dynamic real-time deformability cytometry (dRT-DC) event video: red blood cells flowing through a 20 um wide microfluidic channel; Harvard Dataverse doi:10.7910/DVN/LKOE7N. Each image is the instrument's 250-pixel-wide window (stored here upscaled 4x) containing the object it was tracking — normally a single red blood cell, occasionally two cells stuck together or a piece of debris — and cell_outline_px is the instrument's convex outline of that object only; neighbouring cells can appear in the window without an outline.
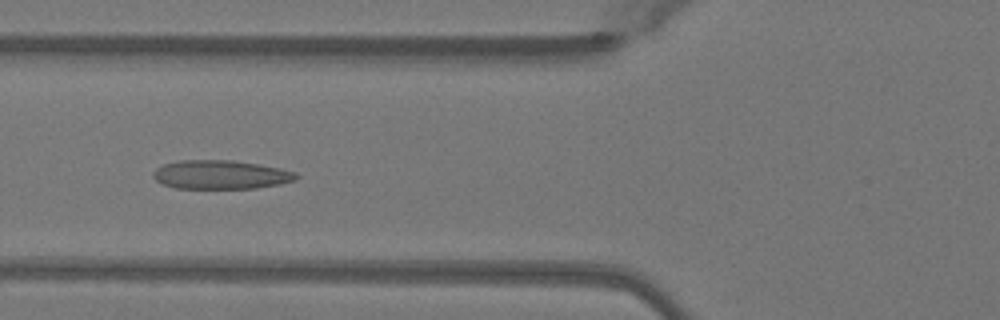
{"species": "Egyptian fruit bat (a non-hibernating species)", "species_latin": "Rousettus aegyptiacus", "temperature_condition": "warm", "stored_images_in_passage": 50, "camera_frame_rate_fps": 3000, "um_per_image_px": 0.085, "animal": {"sex": "female"}, "frame": {"image": 1, "passage_image": 19, "time_ms": 6.0, "image_size_px": [1000, 320], "cell_outline_px": [[300, 176], [296, 180], [280, 184], [256, 188], [176, 188], [164, 184], [156, 180], [152, 176], [152, 172], [156, 168], [164, 164], [180, 160], [232, 160], [260, 164], [280, 168], [296, 172]], "centroid_in_image_um": [18.79, 14.84], "position_along_channel_um": 107.0, "area_um2": 24.1}}
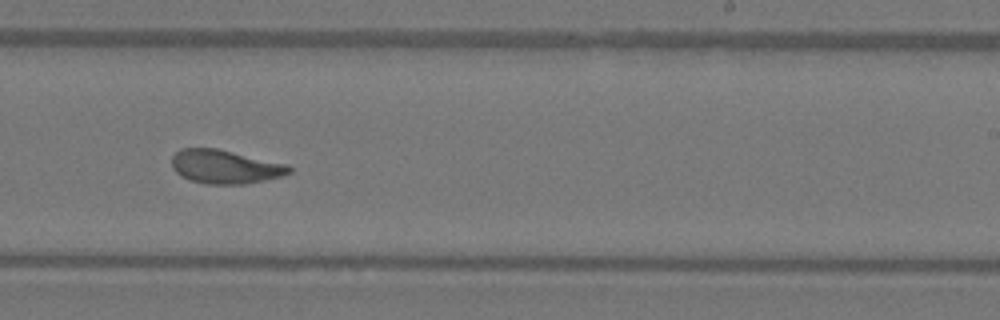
{"frame": {"image": 2, "passage_image": 31, "time_ms": 10.0, "image_size_px": [1000, 320], "cell_outline_px": [[292, 172], [284, 176], [244, 184], [208, 184], [188, 180], [180, 176], [172, 168], [172, 156], [180, 148], [216, 148], [288, 164], [292, 168]], "centroid_in_image_um": [19.13, 14.17], "position_along_channel_um": 269.9, "area_um2": 23.24}}
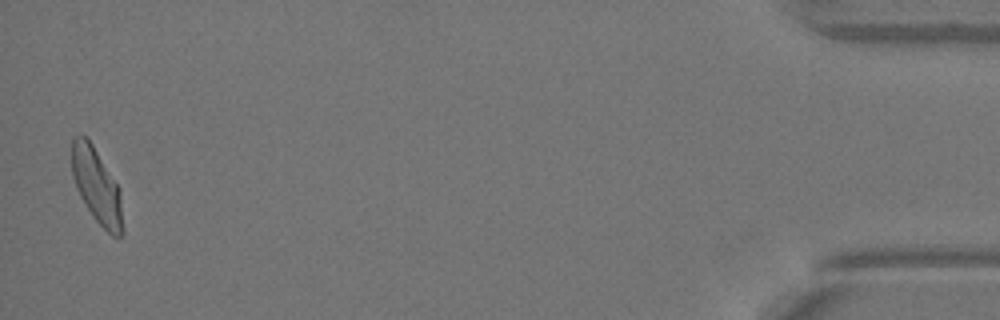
{"frame": {"image": 3, "passage_image": 49, "time_ms": 16.0, "image_size_px": [1000, 320], "cell_outline_px": [[124, 232], [120, 236], [112, 236], [92, 216], [80, 196], [76, 188], [72, 176], [72, 136], [80, 132], [92, 144], [120, 188], [124, 228]], "centroid_in_image_um": [8.23, 15.81], "position_along_channel_um": 427.0, "area_um2": 22.43}, "authors_computed_cell_mechanics": {"area_um2": 23.2934, "velocity_mm_per_s": 4.0755, "shape_relaxation_time_tau1_ms": 8.2063, "shape_relaxation_time_tau2_ms": 1.1481, "deformation_change_tau1": 0.2262, "deformation_change_tau2": 0.0764}}